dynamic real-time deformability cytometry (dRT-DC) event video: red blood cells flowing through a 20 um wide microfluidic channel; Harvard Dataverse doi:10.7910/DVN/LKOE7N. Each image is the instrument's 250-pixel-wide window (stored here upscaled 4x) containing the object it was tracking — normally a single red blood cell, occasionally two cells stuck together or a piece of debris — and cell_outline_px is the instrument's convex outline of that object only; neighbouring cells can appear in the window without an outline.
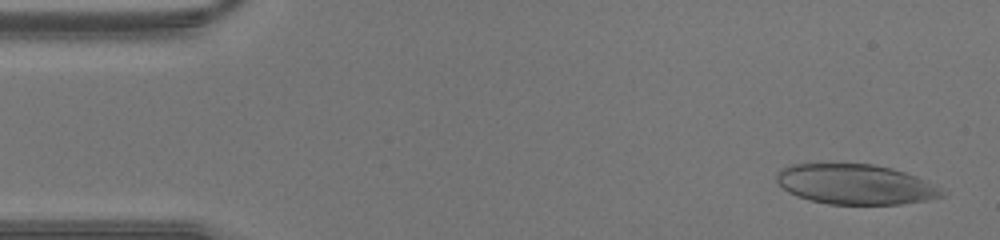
{"species": "human", "species_latin": "Homo sapiens", "temperature_condition": "warm", "stored_images_in_passage": 41, "camera_frame_rate_fps": 3000, "um_per_image_px": 0.085, "donor": {"sex": "male"}, "frame": {"image": 1, "passage_image": 1, "time_ms": 0.0, "image_size_px": [1000, 240], "cell_outline_px": [[948, 192], [944, 196], [924, 200], [900, 204], [828, 204], [808, 200], [796, 196], [788, 192], [776, 180], [776, 172], [780, 168], [792, 164], [872, 164], [892, 168], [916, 176]], "centroid_in_image_um": [72.68, 15.67], "position_along_channel_um": 12.3, "area_um2": 38.61}}
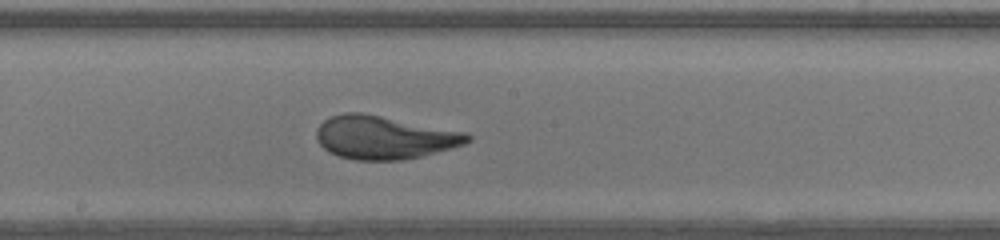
{"frame": {"image": 2, "passage_image": 21, "time_ms": 6.667, "image_size_px": [1000, 240], "cell_outline_px": [[472, 140], [464, 144], [452, 148], [420, 156], [400, 160], [356, 160], [340, 156], [328, 152], [316, 140], [316, 128], [324, 120], [332, 116], [344, 112], [360, 112], [468, 132], [472, 136]], "centroid_in_image_um": [32.66, 11.68], "position_along_channel_um": 215.5, "area_um2": 38.09}}
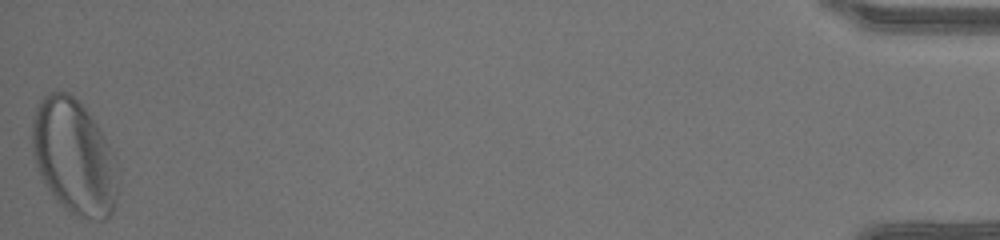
{"frame": {"image": 3, "passage_image": 41, "time_ms": 13.333, "image_size_px": [1000, 240], "cell_outline_px": [[120, 168], [116, 204], [112, 212], [104, 220], [96, 220], [80, 216], [72, 212], [60, 204], [56, 200], [48, 188], [36, 164], [32, 152], [32, 120], [36, 108], [40, 100], [48, 92], [68, 92], [84, 104], [104, 136], [116, 156], [120, 164]], "centroid_in_image_um": [6.34, 13.32], "position_along_channel_um": 428.9, "area_um2": 57.97}}